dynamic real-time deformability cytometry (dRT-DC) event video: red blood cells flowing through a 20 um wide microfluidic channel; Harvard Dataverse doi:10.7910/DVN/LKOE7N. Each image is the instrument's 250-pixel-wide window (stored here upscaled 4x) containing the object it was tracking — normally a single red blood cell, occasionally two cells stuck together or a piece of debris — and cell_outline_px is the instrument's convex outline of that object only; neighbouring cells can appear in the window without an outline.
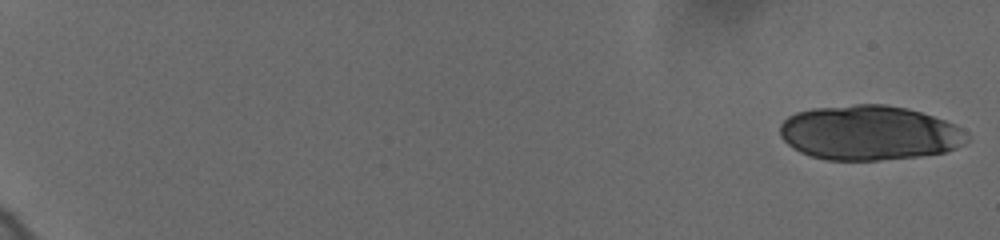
{"species": "human", "species_latin": "Homo sapiens", "temperature_condition": "cold", "stored_images_in_passage": 24, "camera_frame_rate_fps": 3000, "um_per_image_px": 0.085, "donor": {"sex": "female"}, "frame": {"image": 1, "passage_image": 1, "time_ms": 0.0, "image_size_px": [1000, 240], "cell_outline_px": [[968, 140], [964, 144], [956, 148], [944, 152], [920, 156], [876, 160], [824, 160], [800, 152], [792, 148], [780, 136], [780, 124], [788, 116], [796, 112], [812, 108], [856, 104], [884, 104], [908, 108], [956, 124], [968, 136]], "centroid_in_image_um": [73.87, 11.29], "position_along_channel_um": 11.1, "area_um2": 59.77}}